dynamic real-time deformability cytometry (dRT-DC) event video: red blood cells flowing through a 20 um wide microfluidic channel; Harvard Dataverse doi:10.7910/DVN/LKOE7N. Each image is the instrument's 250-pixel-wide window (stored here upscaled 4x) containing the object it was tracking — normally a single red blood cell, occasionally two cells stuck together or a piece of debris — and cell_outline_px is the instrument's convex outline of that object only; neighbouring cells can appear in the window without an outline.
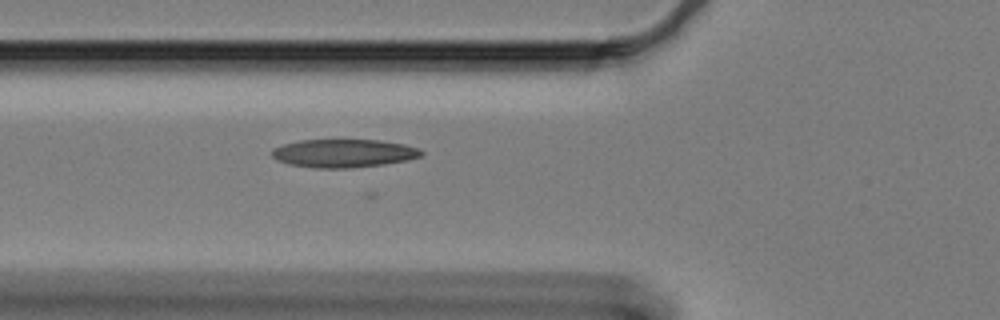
{"species": "Egyptian fruit bat (a non-hibernating species)", "species_latin": "Rousettus aegyptiacus", "temperature_condition": "cold", "stored_images_in_passage": 42, "camera_frame_rate_fps": 3000, "um_per_image_px": 0.085, "animal": {"sex": "female"}, "frame": {"image": 1, "passage_image": 20, "time_ms": 6.333, "image_size_px": [1000, 320], "cell_outline_px": [[424, 152], [420, 156], [408, 160], [384, 164], [348, 168], [312, 168], [288, 164], [276, 160], [272, 156], [272, 148], [284, 144], [300, 140], [380, 140], [404, 144], [420, 148]], "centroid_in_image_um": [29.2, 13.03], "position_along_channel_um": 96.6, "area_um2": 24.68}}
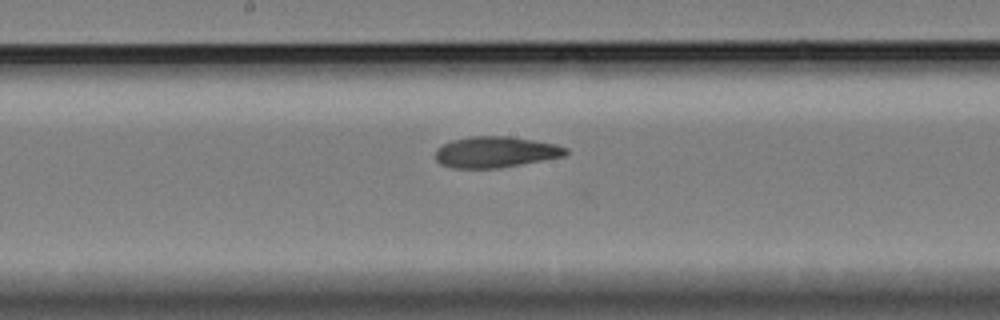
{"frame": {"image": 2, "passage_image": 30, "time_ms": 9.667, "image_size_px": [1000, 320], "cell_outline_px": [[568, 152], [564, 156], [500, 168], [452, 168], [440, 164], [436, 160], [436, 148], [452, 140], [472, 136], [508, 136], [556, 144], [568, 148]], "centroid_in_image_um": [42.11, 12.92], "position_along_channel_um": 206.1, "area_um2": 23.52}}
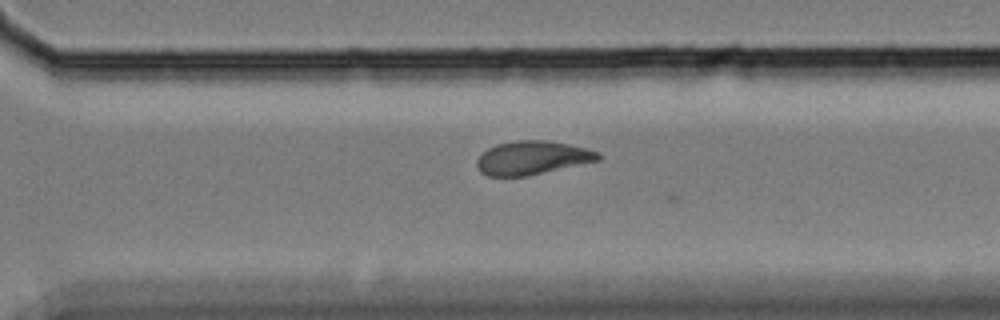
{"frame": {"image": 3, "passage_image": 41, "time_ms": 13.333, "image_size_px": [1000, 320], "cell_outline_px": [[600, 160], [528, 176], [488, 176], [480, 172], [476, 164], [476, 160], [488, 148], [496, 144], [516, 140], [548, 140], [588, 148], [600, 152]], "centroid_in_image_um": [45.25, 13.41], "position_along_channel_um": 325.3, "area_um2": 23.87}}